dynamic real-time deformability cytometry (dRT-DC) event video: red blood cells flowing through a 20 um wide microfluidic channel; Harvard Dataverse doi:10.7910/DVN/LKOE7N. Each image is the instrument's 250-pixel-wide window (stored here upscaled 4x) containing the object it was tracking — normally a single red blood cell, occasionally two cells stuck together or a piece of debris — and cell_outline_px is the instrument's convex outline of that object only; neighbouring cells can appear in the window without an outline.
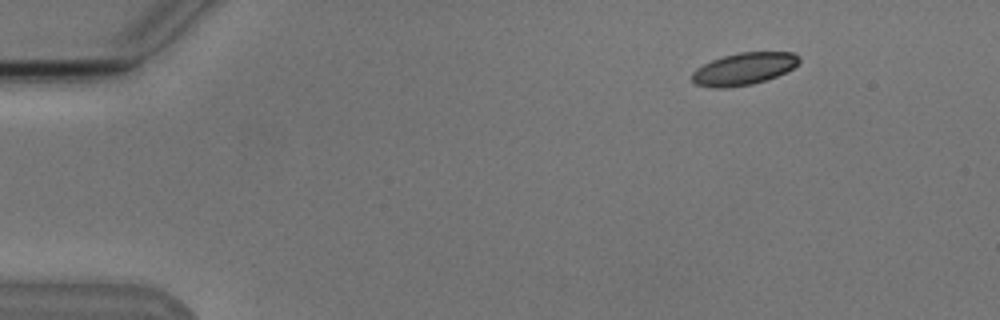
{"species": "Egyptian fruit bat (a non-hibernating species)", "species_latin": "Rousettus aegyptiacus", "temperature_condition": "cold", "stored_images_in_passage": 6, "camera_frame_rate_fps": 3000, "um_per_image_px": 0.085, "animal": {"sex": "male"}, "frame": {"image": 1, "passage_image": 6, "time_ms": 5.667, "image_size_px": [1000, 320], "cell_outline_px": [[800, 60], [792, 68], [776, 76], [752, 84], [724, 88], [716, 88], [696, 84], [692, 80], [692, 72], [696, 68], [712, 60], [724, 56], [740, 52], [792, 52], [800, 56]], "centroid_in_image_um": [63.21, 5.84], "position_along_channel_um": 21.8, "area_um2": 19.83}}